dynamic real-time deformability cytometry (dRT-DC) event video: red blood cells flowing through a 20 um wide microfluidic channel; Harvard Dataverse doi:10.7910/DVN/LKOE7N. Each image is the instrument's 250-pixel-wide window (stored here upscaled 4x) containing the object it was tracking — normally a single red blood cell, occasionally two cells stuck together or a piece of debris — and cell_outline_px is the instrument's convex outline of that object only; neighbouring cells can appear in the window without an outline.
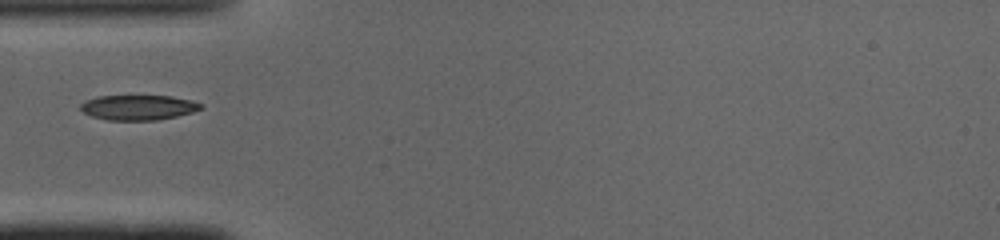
{"species": "common noctule bat (a hibernating species)", "species_latin": "Nyctalus noctula", "temperature_condition": "cold", "stored_images_in_passage": 34, "camera_frame_rate_fps": 3000, "um_per_image_px": 0.085, "animal": {"sex": "male", "body_mass_g": 19.0, "forearm_length_mm": 50.8}, "frame": {"image": 1, "passage_image": 1, "time_ms": 0.0, "image_size_px": [1000, 240], "cell_outline_px": [[204, 108], [192, 112], [176, 116], [156, 120], [108, 120], [92, 116], [84, 112], [80, 108], [80, 104], [84, 100], [96, 96], [172, 96], [192, 100], [204, 104]], "centroid_in_image_um": [11.77, 9.12], "position_along_channel_um": 73.2, "area_um2": 17.63}}
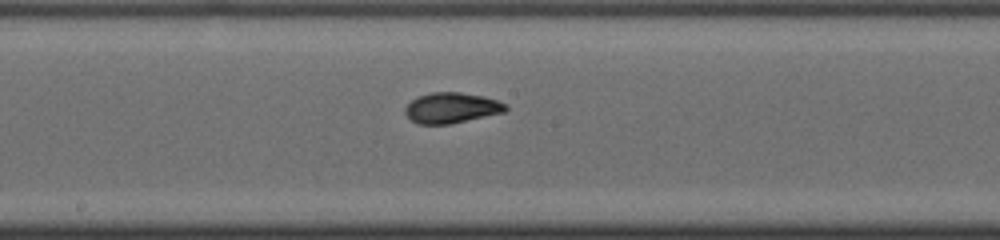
{"frame": {"image": 2, "passage_image": 11, "time_ms": 3.333, "image_size_px": [1000, 240], "cell_outline_px": [[508, 108], [504, 112], [448, 124], [416, 124], [404, 112], [404, 108], [416, 96], [432, 92], [460, 92], [484, 96], [508, 104]], "centroid_in_image_um": [38.37, 9.15], "position_along_channel_um": 209.8, "area_um2": 17.86}}
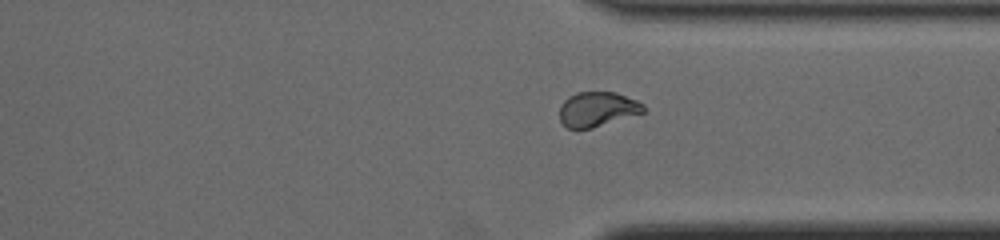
{"frame": {"image": 3, "passage_image": 22, "time_ms": 7.0, "image_size_px": [1000, 240], "cell_outline_px": [[648, 112], [592, 128], [568, 128], [560, 120], [560, 108], [564, 100], [568, 96], [576, 92], [616, 92], [636, 100], [644, 104], [648, 108]], "centroid_in_image_um": [50.85, 9.28], "position_along_channel_um": 360.6, "area_um2": 17.22}}